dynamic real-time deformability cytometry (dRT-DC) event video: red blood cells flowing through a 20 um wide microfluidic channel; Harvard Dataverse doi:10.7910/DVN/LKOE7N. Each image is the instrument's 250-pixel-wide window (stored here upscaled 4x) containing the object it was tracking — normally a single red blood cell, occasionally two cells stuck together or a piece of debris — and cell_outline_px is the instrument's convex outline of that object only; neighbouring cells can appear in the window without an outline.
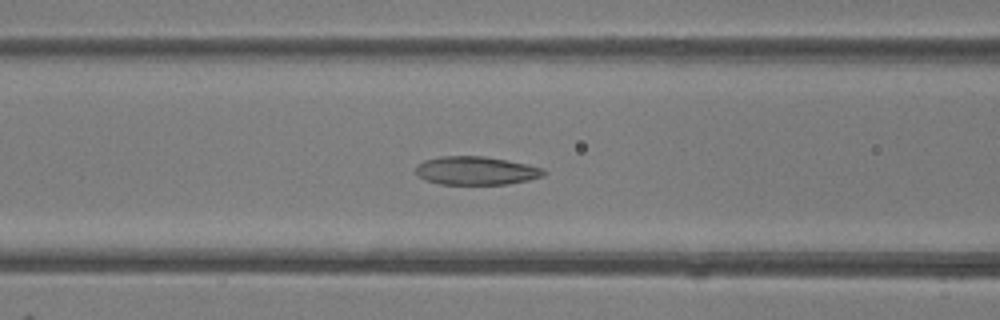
{"species": "common noctule bat (a hibernating species)", "species_latin": "Nyctalus noctula", "temperature_condition": "room temperature", "stored_images_in_passage": 45, "camera_frame_rate_fps": 3000, "um_per_image_px": 0.085, "animal": {"sex": "female"}, "frame": {"image": 1, "passage_image": 20, "time_ms": 6.333, "image_size_px": [1000, 320], "cell_outline_px": [[548, 172], [544, 176], [528, 180], [508, 184], [440, 184], [416, 176], [416, 164], [424, 160], [440, 156], [484, 156], [508, 160], [528, 164], [544, 168]], "centroid_in_image_um": [40.49, 14.5], "position_along_channel_um": 126.1, "area_um2": 21.39}}
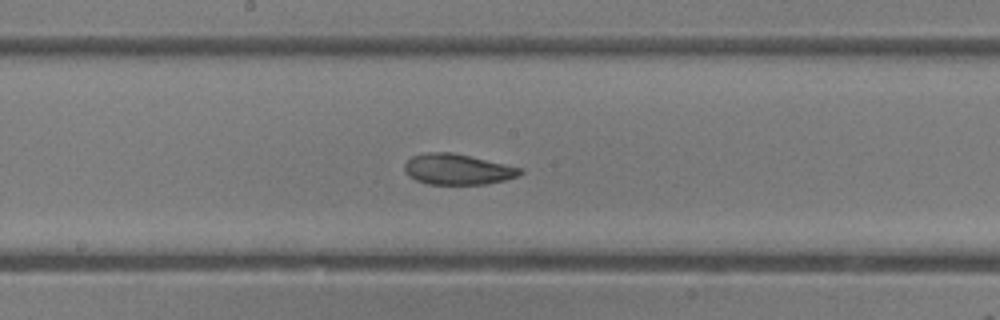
{"frame": {"image": 2, "passage_image": 26, "time_ms": 8.333, "image_size_px": [1000, 320], "cell_outline_px": [[524, 172], [516, 176], [504, 180], [484, 184], [428, 184], [416, 180], [408, 176], [404, 172], [404, 164], [412, 156], [424, 152], [452, 152], [524, 168]], "centroid_in_image_um": [38.87, 14.38], "position_along_channel_um": 209.3, "area_um2": 20.75}}
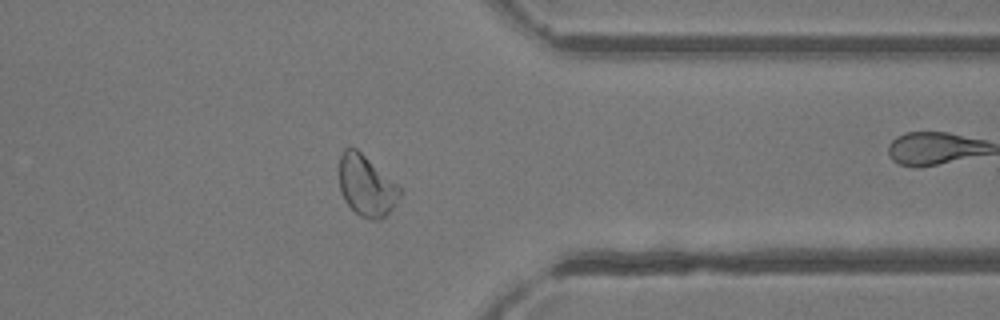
{"frame": {"image": 3, "passage_image": 39, "time_ms": 12.667, "image_size_px": [1000, 320], "cell_outline_px": [[404, 188], [396, 204], [380, 220], [372, 220], [360, 216], [344, 200], [340, 192], [340, 156], [344, 148], [356, 148]], "centroid_in_image_um": [31.18, 15.79], "position_along_channel_um": 380.2, "area_um2": 21.68}}